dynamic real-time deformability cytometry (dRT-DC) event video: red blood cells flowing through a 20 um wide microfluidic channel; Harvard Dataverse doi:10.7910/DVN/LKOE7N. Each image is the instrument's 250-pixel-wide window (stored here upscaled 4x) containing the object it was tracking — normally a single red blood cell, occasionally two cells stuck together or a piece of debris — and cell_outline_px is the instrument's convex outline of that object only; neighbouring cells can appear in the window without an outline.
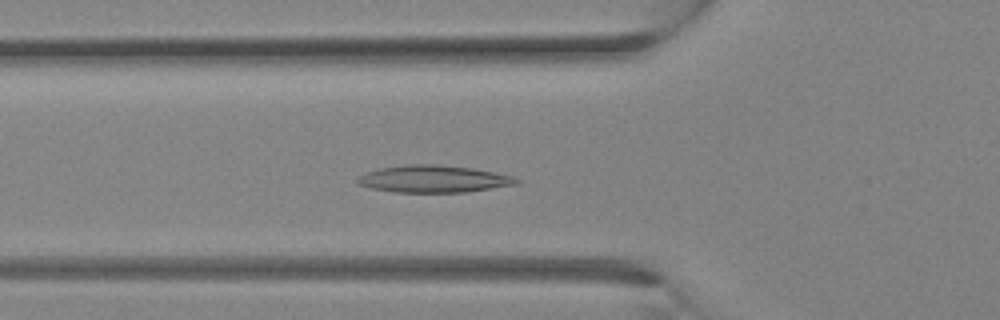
{"species": "Egyptian fruit bat (a non-hibernating species)", "species_latin": "Rousettus aegyptiacus", "temperature_condition": "room temperature", "stored_images_in_passage": 32, "camera_frame_rate_fps": 3000, "um_per_image_px": 0.085, "animal": {"sex": "female"}, "frame": {"image": 1, "passage_image": 11, "time_ms": 3.333, "image_size_px": [1000, 320], "cell_outline_px": [[520, 184], [464, 192], [392, 192], [372, 188], [356, 184], [356, 180], [364, 172], [380, 168], [404, 164], [436, 164], [472, 168], [512, 176], [520, 180]], "centroid_in_image_um": [36.82, 15.21], "position_along_channel_um": 89.0, "area_um2": 25.2}}
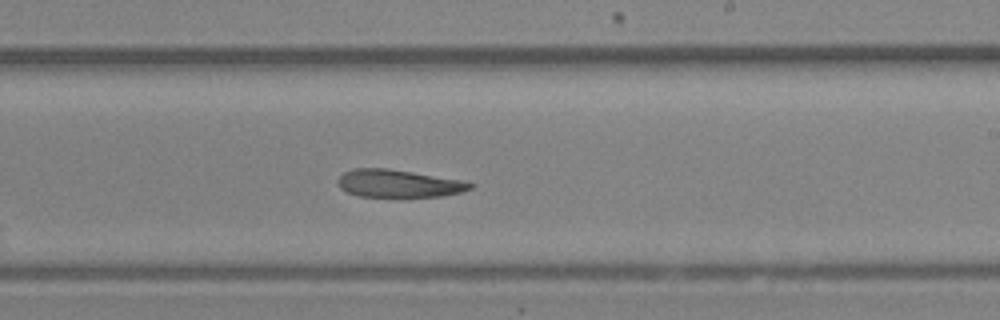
{"frame": {"image": 2, "passage_image": 19, "time_ms": 6.0, "image_size_px": [1000, 320], "cell_outline_px": [[476, 184], [472, 188], [460, 192], [444, 196], [404, 200], [360, 196], [348, 192], [340, 188], [336, 180], [344, 172], [352, 168], [388, 168], [464, 180]], "centroid_in_image_um": [33.91, 15.64], "position_along_channel_um": 255.1, "area_um2": 22.54}}
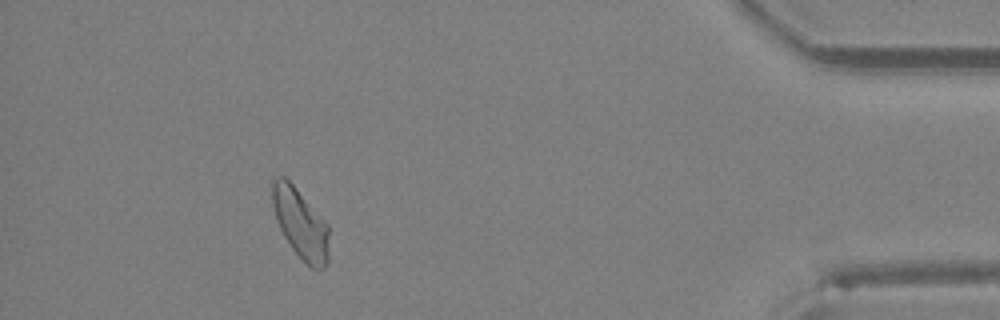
{"frame": {"image": 3, "passage_image": 29, "time_ms": 9.333, "image_size_px": [1000, 320], "cell_outline_px": [[328, 260], [324, 268], [312, 268], [292, 248], [284, 236], [276, 220], [272, 204], [272, 180], [276, 176], [284, 176], [292, 184], [328, 224]], "centroid_in_image_um": [25.52, 18.98], "position_along_channel_um": 409.7, "area_um2": 22.66}}